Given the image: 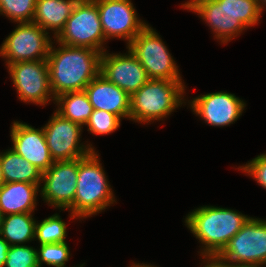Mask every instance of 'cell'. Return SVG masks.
<instances>
[{"mask_svg": "<svg viewBox=\"0 0 266 267\" xmlns=\"http://www.w3.org/2000/svg\"><path fill=\"white\" fill-rule=\"evenodd\" d=\"M54 43L52 42L46 59L54 97L65 92L84 91L100 74L102 52L57 42L56 48Z\"/></svg>", "mask_w": 266, "mask_h": 267, "instance_id": "1", "label": "cell"}, {"mask_svg": "<svg viewBox=\"0 0 266 267\" xmlns=\"http://www.w3.org/2000/svg\"><path fill=\"white\" fill-rule=\"evenodd\" d=\"M181 8L197 13L222 44L254 27L262 16L258 0H188Z\"/></svg>", "mask_w": 266, "mask_h": 267, "instance_id": "2", "label": "cell"}, {"mask_svg": "<svg viewBox=\"0 0 266 267\" xmlns=\"http://www.w3.org/2000/svg\"><path fill=\"white\" fill-rule=\"evenodd\" d=\"M249 217L234 209L204 205L190 211L184 225L202 244L198 252L202 258L217 256Z\"/></svg>", "mask_w": 266, "mask_h": 267, "instance_id": "3", "label": "cell"}, {"mask_svg": "<svg viewBox=\"0 0 266 267\" xmlns=\"http://www.w3.org/2000/svg\"><path fill=\"white\" fill-rule=\"evenodd\" d=\"M100 161L99 153L95 150L79 158L74 203L66 210L71 213L70 219L92 217L116 203L117 199Z\"/></svg>", "mask_w": 266, "mask_h": 267, "instance_id": "4", "label": "cell"}, {"mask_svg": "<svg viewBox=\"0 0 266 267\" xmlns=\"http://www.w3.org/2000/svg\"><path fill=\"white\" fill-rule=\"evenodd\" d=\"M184 84L182 80L149 79L130 96L129 120L140 124L164 120L186 105Z\"/></svg>", "mask_w": 266, "mask_h": 267, "instance_id": "5", "label": "cell"}, {"mask_svg": "<svg viewBox=\"0 0 266 267\" xmlns=\"http://www.w3.org/2000/svg\"><path fill=\"white\" fill-rule=\"evenodd\" d=\"M53 41L68 46L105 52L104 46L107 41L95 1L78 0L63 30Z\"/></svg>", "mask_w": 266, "mask_h": 267, "instance_id": "6", "label": "cell"}, {"mask_svg": "<svg viewBox=\"0 0 266 267\" xmlns=\"http://www.w3.org/2000/svg\"><path fill=\"white\" fill-rule=\"evenodd\" d=\"M126 47L136 55L149 79L182 80L168 47L149 24Z\"/></svg>", "mask_w": 266, "mask_h": 267, "instance_id": "7", "label": "cell"}, {"mask_svg": "<svg viewBox=\"0 0 266 267\" xmlns=\"http://www.w3.org/2000/svg\"><path fill=\"white\" fill-rule=\"evenodd\" d=\"M48 34L33 22L17 23L0 46V56L4 58L5 65L46 60L53 42Z\"/></svg>", "mask_w": 266, "mask_h": 267, "instance_id": "8", "label": "cell"}, {"mask_svg": "<svg viewBox=\"0 0 266 267\" xmlns=\"http://www.w3.org/2000/svg\"><path fill=\"white\" fill-rule=\"evenodd\" d=\"M217 257L225 263L266 266V220L249 217Z\"/></svg>", "mask_w": 266, "mask_h": 267, "instance_id": "9", "label": "cell"}, {"mask_svg": "<svg viewBox=\"0 0 266 267\" xmlns=\"http://www.w3.org/2000/svg\"><path fill=\"white\" fill-rule=\"evenodd\" d=\"M6 67L19 100L40 106L55 101L46 60L20 61Z\"/></svg>", "mask_w": 266, "mask_h": 267, "instance_id": "10", "label": "cell"}, {"mask_svg": "<svg viewBox=\"0 0 266 267\" xmlns=\"http://www.w3.org/2000/svg\"><path fill=\"white\" fill-rule=\"evenodd\" d=\"M42 128L54 162L82 158L96 150L88 141L86 144L80 143L82 126L62 117L56 111Z\"/></svg>", "mask_w": 266, "mask_h": 267, "instance_id": "11", "label": "cell"}, {"mask_svg": "<svg viewBox=\"0 0 266 267\" xmlns=\"http://www.w3.org/2000/svg\"><path fill=\"white\" fill-rule=\"evenodd\" d=\"M79 158L55 161L42 173L40 196L55 209L67 210L73 203L77 189Z\"/></svg>", "mask_w": 266, "mask_h": 267, "instance_id": "12", "label": "cell"}, {"mask_svg": "<svg viewBox=\"0 0 266 267\" xmlns=\"http://www.w3.org/2000/svg\"><path fill=\"white\" fill-rule=\"evenodd\" d=\"M106 40L123 39L128 46L147 25L136 13L131 0H94Z\"/></svg>", "mask_w": 266, "mask_h": 267, "instance_id": "13", "label": "cell"}, {"mask_svg": "<svg viewBox=\"0 0 266 267\" xmlns=\"http://www.w3.org/2000/svg\"><path fill=\"white\" fill-rule=\"evenodd\" d=\"M187 101L193 114L200 116L205 123L214 127L230 126L235 123L246 107L244 100L227 91L202 94Z\"/></svg>", "mask_w": 266, "mask_h": 267, "instance_id": "14", "label": "cell"}, {"mask_svg": "<svg viewBox=\"0 0 266 267\" xmlns=\"http://www.w3.org/2000/svg\"><path fill=\"white\" fill-rule=\"evenodd\" d=\"M126 53H102L100 74L114 83L129 96L139 90L148 80L145 68L136 55L127 47Z\"/></svg>", "mask_w": 266, "mask_h": 267, "instance_id": "15", "label": "cell"}, {"mask_svg": "<svg viewBox=\"0 0 266 267\" xmlns=\"http://www.w3.org/2000/svg\"><path fill=\"white\" fill-rule=\"evenodd\" d=\"M12 149L42 173L54 163L46 143L44 130L36 129L23 121H14L10 127Z\"/></svg>", "mask_w": 266, "mask_h": 267, "instance_id": "16", "label": "cell"}, {"mask_svg": "<svg viewBox=\"0 0 266 267\" xmlns=\"http://www.w3.org/2000/svg\"><path fill=\"white\" fill-rule=\"evenodd\" d=\"M84 91L94 109L113 113L120 119H129L130 96L101 74L95 77Z\"/></svg>", "mask_w": 266, "mask_h": 267, "instance_id": "17", "label": "cell"}, {"mask_svg": "<svg viewBox=\"0 0 266 267\" xmlns=\"http://www.w3.org/2000/svg\"><path fill=\"white\" fill-rule=\"evenodd\" d=\"M40 192L37 184L27 182L3 183L0 186V210L4 216L33 213Z\"/></svg>", "mask_w": 266, "mask_h": 267, "instance_id": "18", "label": "cell"}, {"mask_svg": "<svg viewBox=\"0 0 266 267\" xmlns=\"http://www.w3.org/2000/svg\"><path fill=\"white\" fill-rule=\"evenodd\" d=\"M77 2L78 0H36L32 22L47 33L51 30L55 39L63 30Z\"/></svg>", "mask_w": 266, "mask_h": 267, "instance_id": "19", "label": "cell"}, {"mask_svg": "<svg viewBox=\"0 0 266 267\" xmlns=\"http://www.w3.org/2000/svg\"><path fill=\"white\" fill-rule=\"evenodd\" d=\"M0 161L4 183L27 182L40 187L42 172L11 147L0 152Z\"/></svg>", "mask_w": 266, "mask_h": 267, "instance_id": "20", "label": "cell"}, {"mask_svg": "<svg viewBox=\"0 0 266 267\" xmlns=\"http://www.w3.org/2000/svg\"><path fill=\"white\" fill-rule=\"evenodd\" d=\"M56 112L84 127L94 108L85 91L65 92L55 97Z\"/></svg>", "mask_w": 266, "mask_h": 267, "instance_id": "21", "label": "cell"}, {"mask_svg": "<svg viewBox=\"0 0 266 267\" xmlns=\"http://www.w3.org/2000/svg\"><path fill=\"white\" fill-rule=\"evenodd\" d=\"M37 220L32 213L6 215L0 235L12 245H26L35 240Z\"/></svg>", "mask_w": 266, "mask_h": 267, "instance_id": "22", "label": "cell"}, {"mask_svg": "<svg viewBox=\"0 0 266 267\" xmlns=\"http://www.w3.org/2000/svg\"><path fill=\"white\" fill-rule=\"evenodd\" d=\"M67 225L58 213L36 223L35 241L40 245L66 242Z\"/></svg>", "mask_w": 266, "mask_h": 267, "instance_id": "23", "label": "cell"}, {"mask_svg": "<svg viewBox=\"0 0 266 267\" xmlns=\"http://www.w3.org/2000/svg\"><path fill=\"white\" fill-rule=\"evenodd\" d=\"M36 0H0V15L14 23L32 22Z\"/></svg>", "mask_w": 266, "mask_h": 267, "instance_id": "24", "label": "cell"}, {"mask_svg": "<svg viewBox=\"0 0 266 267\" xmlns=\"http://www.w3.org/2000/svg\"><path fill=\"white\" fill-rule=\"evenodd\" d=\"M67 242L42 244L37 251V262L39 267L43 263L53 267H65L70 259V250Z\"/></svg>", "mask_w": 266, "mask_h": 267, "instance_id": "25", "label": "cell"}, {"mask_svg": "<svg viewBox=\"0 0 266 267\" xmlns=\"http://www.w3.org/2000/svg\"><path fill=\"white\" fill-rule=\"evenodd\" d=\"M121 119L110 112L94 109L85 126L92 135H108L115 132L121 125Z\"/></svg>", "mask_w": 266, "mask_h": 267, "instance_id": "26", "label": "cell"}, {"mask_svg": "<svg viewBox=\"0 0 266 267\" xmlns=\"http://www.w3.org/2000/svg\"><path fill=\"white\" fill-rule=\"evenodd\" d=\"M4 267H39L36 248L30 245L10 246Z\"/></svg>", "mask_w": 266, "mask_h": 267, "instance_id": "27", "label": "cell"}, {"mask_svg": "<svg viewBox=\"0 0 266 267\" xmlns=\"http://www.w3.org/2000/svg\"><path fill=\"white\" fill-rule=\"evenodd\" d=\"M239 170L251 176L260 186L266 189V153L257 155L248 163L239 166Z\"/></svg>", "mask_w": 266, "mask_h": 267, "instance_id": "28", "label": "cell"}, {"mask_svg": "<svg viewBox=\"0 0 266 267\" xmlns=\"http://www.w3.org/2000/svg\"><path fill=\"white\" fill-rule=\"evenodd\" d=\"M203 267H228V263L220 260L217 256H203Z\"/></svg>", "mask_w": 266, "mask_h": 267, "instance_id": "29", "label": "cell"}, {"mask_svg": "<svg viewBox=\"0 0 266 267\" xmlns=\"http://www.w3.org/2000/svg\"><path fill=\"white\" fill-rule=\"evenodd\" d=\"M9 247V243L0 235V267L5 266Z\"/></svg>", "mask_w": 266, "mask_h": 267, "instance_id": "30", "label": "cell"}, {"mask_svg": "<svg viewBox=\"0 0 266 267\" xmlns=\"http://www.w3.org/2000/svg\"><path fill=\"white\" fill-rule=\"evenodd\" d=\"M228 267H264V265L228 263Z\"/></svg>", "mask_w": 266, "mask_h": 267, "instance_id": "31", "label": "cell"}, {"mask_svg": "<svg viewBox=\"0 0 266 267\" xmlns=\"http://www.w3.org/2000/svg\"><path fill=\"white\" fill-rule=\"evenodd\" d=\"M130 267H157V266L152 265V264H145V263H135V262H132V265H130Z\"/></svg>", "mask_w": 266, "mask_h": 267, "instance_id": "32", "label": "cell"}, {"mask_svg": "<svg viewBox=\"0 0 266 267\" xmlns=\"http://www.w3.org/2000/svg\"><path fill=\"white\" fill-rule=\"evenodd\" d=\"M259 1V8L261 13L263 14V10L266 7V0H258ZM265 6V7H264Z\"/></svg>", "mask_w": 266, "mask_h": 267, "instance_id": "33", "label": "cell"}, {"mask_svg": "<svg viewBox=\"0 0 266 267\" xmlns=\"http://www.w3.org/2000/svg\"><path fill=\"white\" fill-rule=\"evenodd\" d=\"M4 183V178L2 174V166H1V161H0V186Z\"/></svg>", "mask_w": 266, "mask_h": 267, "instance_id": "34", "label": "cell"}, {"mask_svg": "<svg viewBox=\"0 0 266 267\" xmlns=\"http://www.w3.org/2000/svg\"><path fill=\"white\" fill-rule=\"evenodd\" d=\"M3 218H4V214H3V212L0 210V233H1V229H2Z\"/></svg>", "mask_w": 266, "mask_h": 267, "instance_id": "35", "label": "cell"}, {"mask_svg": "<svg viewBox=\"0 0 266 267\" xmlns=\"http://www.w3.org/2000/svg\"><path fill=\"white\" fill-rule=\"evenodd\" d=\"M84 266V264H80L78 267H83ZM75 267V266H74ZM77 267V266H76Z\"/></svg>", "mask_w": 266, "mask_h": 267, "instance_id": "36", "label": "cell"}]
</instances>
